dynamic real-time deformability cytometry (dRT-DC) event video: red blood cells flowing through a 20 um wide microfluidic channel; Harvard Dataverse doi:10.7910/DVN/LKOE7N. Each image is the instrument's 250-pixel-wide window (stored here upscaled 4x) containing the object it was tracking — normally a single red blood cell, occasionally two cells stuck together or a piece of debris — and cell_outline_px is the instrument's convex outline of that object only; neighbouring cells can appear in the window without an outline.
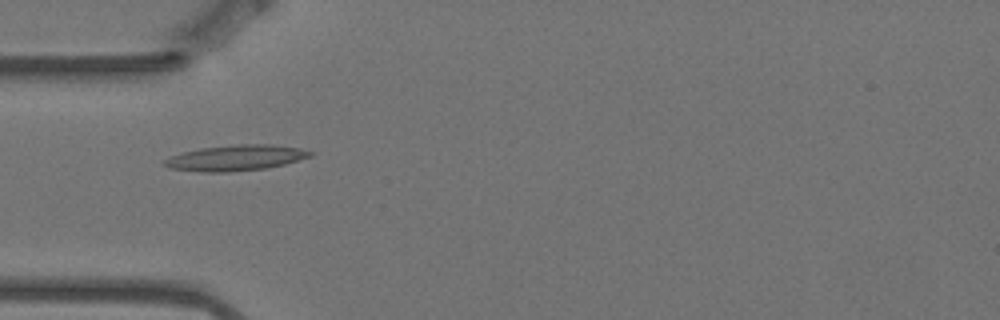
{"species": "Egyptian fruit bat (a non-hibernating species)", "species_latin": "Rousettus aegyptiacus", "temperature_condition": "warm", "stored_images_in_passage": 2, "camera_frame_rate_fps": 3000, "um_per_image_px": 0.085, "animal": {"sex": "female"}, "frame": {"image": 1, "passage_image": 1, "time_ms": 0.0, "image_size_px": [1000, 320], "cell_outline_px": [[316, 152], [312, 156], [284, 164], [264, 168], [228, 172], [204, 172], [168, 168], [164, 164], [164, 160], [172, 156], [184, 152], [200, 148], [240, 144], [272, 144], [296, 148]], "centroid_in_image_um": [20.05, 13.41], "position_along_channel_um": 64.9, "area_um2": 21.56}}
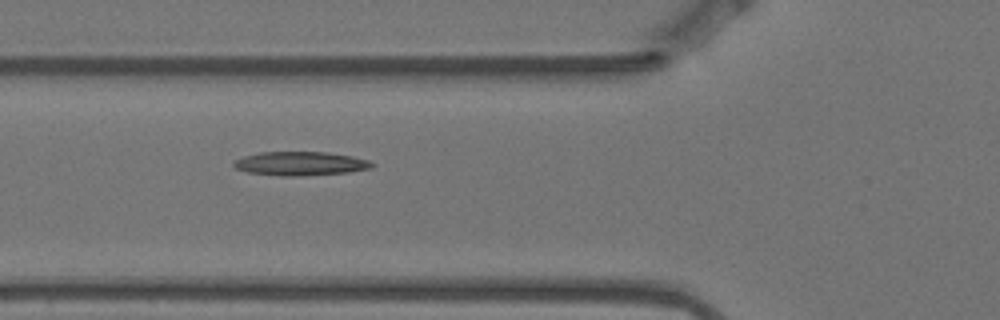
{"frame": {"image": 2, "passage_image": 2, "time_ms": 0.333, "image_size_px": [1000, 320], "cell_outline_px": [[376, 164], [372, 168], [348, 172], [292, 176], [284, 176], [248, 172], [236, 168], [232, 164], [236, 160], [244, 156], [260, 152], [328, 152], [352, 156], [368, 160]], "centroid_in_image_um": [25.56, 13.89], "position_along_channel_um": 100.2, "area_um2": 19.02}}